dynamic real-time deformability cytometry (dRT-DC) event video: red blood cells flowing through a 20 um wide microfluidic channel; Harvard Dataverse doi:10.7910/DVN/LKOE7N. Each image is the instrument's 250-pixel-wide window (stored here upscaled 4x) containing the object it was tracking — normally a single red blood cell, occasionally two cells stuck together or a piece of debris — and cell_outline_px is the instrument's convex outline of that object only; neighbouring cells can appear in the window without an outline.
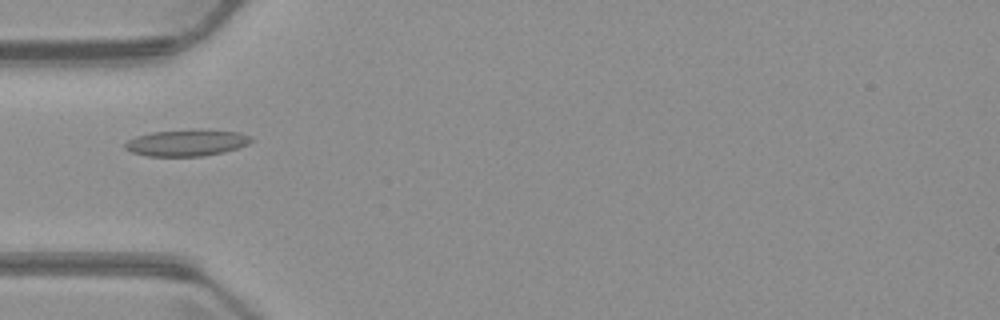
{"species": "common noctule bat (a hibernating species)", "species_latin": "Nyctalus noctula", "temperature_condition": "warm", "stored_images_in_passage": 4, "camera_frame_rate_fps": 3000, "um_per_image_px": 0.085, "animal": {"sex": "male", "body_mass_g": 23.1, "forearm_length_mm": 52.7}, "frame": {"image": 1, "passage_image": 4, "time_ms": 3.333, "image_size_px": [1000, 320], "cell_outline_px": [[252, 140], [248, 144], [224, 152], [204, 156], [148, 156], [132, 152], [124, 148], [124, 144], [128, 140], [136, 136], [152, 132], [240, 132], [252, 136]], "centroid_in_image_um": [15.83, 12.19], "position_along_channel_um": 69.2, "area_um2": 18.5}}